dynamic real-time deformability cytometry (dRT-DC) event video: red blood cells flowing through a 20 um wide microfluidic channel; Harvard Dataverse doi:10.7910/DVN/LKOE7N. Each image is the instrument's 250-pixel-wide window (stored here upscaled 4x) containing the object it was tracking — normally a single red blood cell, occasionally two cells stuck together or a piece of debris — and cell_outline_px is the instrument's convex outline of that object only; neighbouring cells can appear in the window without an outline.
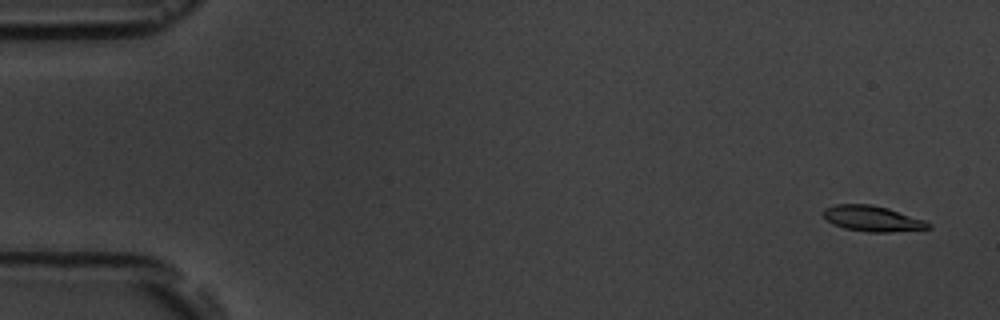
{"species": "common noctule bat (a hibernating species)", "species_latin": "Nyctalus noctula", "temperature_condition": "room temperature", "stored_images_in_passage": 5, "camera_frame_rate_fps": 3000, "um_per_image_px": 0.085, "animal": {"sex": "male", "body_mass_g": 19.5, "forearm_length_mm": 54.6}, "frame": {"image": 1, "passage_image": 1, "time_ms": 0.0, "image_size_px": [1000, 320], "cell_outline_px": [[932, 228], [888, 232], [868, 232], [844, 228], [832, 224], [820, 212], [824, 208], [836, 204], [872, 204], [888, 208], [924, 220], [932, 224]], "centroid_in_image_um": [74.13, 18.57], "position_along_channel_um": 10.9, "area_um2": 15.72}}
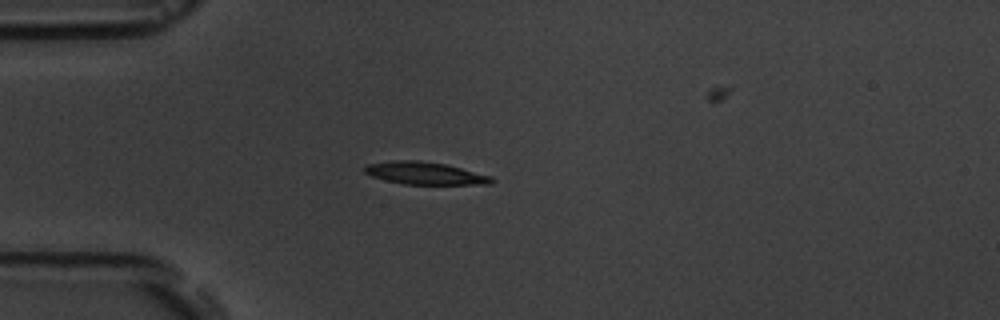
{"frame": {"image": 2, "passage_image": 4, "time_ms": 4.333, "image_size_px": [1000, 320], "cell_outline_px": [[496, 180], [492, 184], [404, 184], [384, 180], [372, 176], [364, 172], [364, 168], [368, 164], [392, 160], [416, 160], [444, 164], [492, 176]], "centroid_in_image_um": [36.12, 14.73], "position_along_channel_um": 48.9, "area_um2": 16.53}}